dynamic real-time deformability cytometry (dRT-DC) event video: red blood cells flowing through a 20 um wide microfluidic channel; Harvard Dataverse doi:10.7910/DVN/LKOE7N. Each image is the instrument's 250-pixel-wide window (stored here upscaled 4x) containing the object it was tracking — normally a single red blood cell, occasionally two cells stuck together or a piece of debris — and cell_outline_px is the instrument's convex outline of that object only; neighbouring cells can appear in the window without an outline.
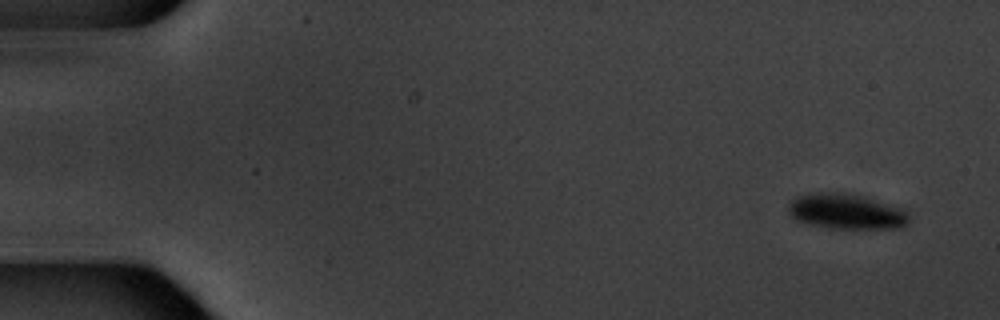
{"species": "common noctule bat (a hibernating species)", "species_latin": "Nyctalus noctula", "temperature_condition": "warm", "stored_images_in_passage": 6, "segment_of_instrument_passage": [1, 2], "camera_frame_rate_fps": 3000, "um_per_image_px": 0.085, "animal": {"sex": "male", "body_mass_g": 20.1, "forearm_length_mm": 53.5}, "frame": {"image": 1, "passage_image": 1, "time_ms": 0.0, "image_size_px": [1000, 320], "cell_outline_px": [[908, 224], [900, 228], [828, 228], [808, 224], [796, 220], [788, 212], [788, 204], [792, 200], [800, 196], [816, 192], [844, 192], [864, 196], [900, 208], [908, 212]], "centroid_in_image_um": [71.92, 17.98], "position_along_channel_um": 13.1, "area_um2": 24.8}}